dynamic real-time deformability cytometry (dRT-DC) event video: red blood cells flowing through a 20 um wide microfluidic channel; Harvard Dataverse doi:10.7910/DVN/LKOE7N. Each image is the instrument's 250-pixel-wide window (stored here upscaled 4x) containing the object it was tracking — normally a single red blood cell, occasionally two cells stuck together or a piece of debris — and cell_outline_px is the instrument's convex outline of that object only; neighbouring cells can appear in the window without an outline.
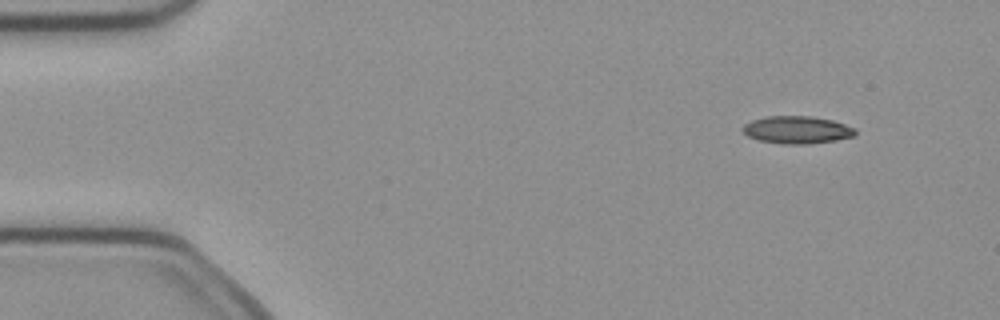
{"species": "common noctule bat (a hibernating species)", "species_latin": "Nyctalus noctula", "temperature_condition": "cold", "stored_images_in_passage": 5, "camera_frame_rate_fps": 3000, "um_per_image_px": 0.085, "animal": {"sex": "female", "body_mass_g": 21.9}, "frame": {"image": 1, "passage_image": 2, "time_ms": 0.333, "image_size_px": [1000, 320], "cell_outline_px": [[856, 136], [836, 140], [808, 144], [784, 144], [756, 140], [748, 136], [740, 128], [744, 124], [752, 120], [764, 116], [812, 116], [832, 120], [856, 128]], "centroid_in_image_um": [67.73, 11.03], "position_along_channel_um": 17.3, "area_um2": 18.26}}